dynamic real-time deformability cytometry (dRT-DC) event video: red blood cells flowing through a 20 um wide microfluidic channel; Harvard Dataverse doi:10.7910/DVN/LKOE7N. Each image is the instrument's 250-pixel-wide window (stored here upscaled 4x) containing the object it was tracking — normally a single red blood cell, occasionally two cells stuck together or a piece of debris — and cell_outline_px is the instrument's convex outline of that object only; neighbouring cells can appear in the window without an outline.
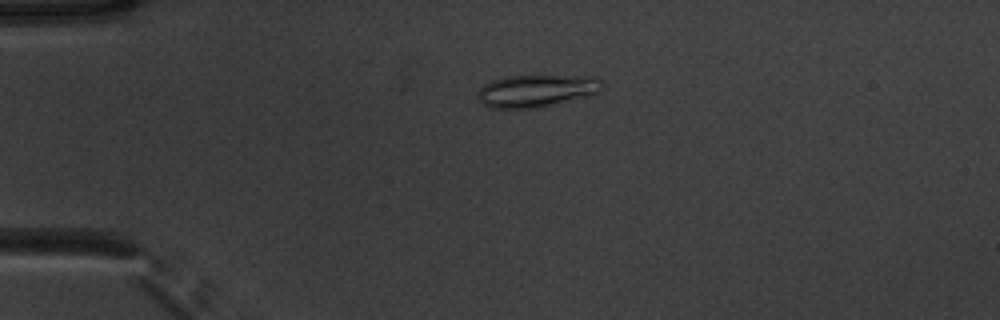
{"species": "common noctule bat (a hibernating species)", "species_latin": "Nyctalus noctula", "temperature_condition": "warm", "stored_images_in_passage": 45, "camera_frame_rate_fps": 3000, "um_per_image_px": 0.085, "animal": {"sex": "male", "body_mass_g": 20.1, "forearm_length_mm": 53.5}, "frame": {"image": 1, "passage_image": 5, "time_ms": 1.333, "image_size_px": [1000, 320], "cell_outline_px": [[604, 84], [596, 92], [532, 108], [492, 108], [484, 104], [476, 96], [480, 88], [484, 84], [492, 80], [504, 76], [592, 76], [600, 80]], "centroid_in_image_um": [45.49, 7.69], "position_along_channel_um": 39.5, "area_um2": 22.6}}
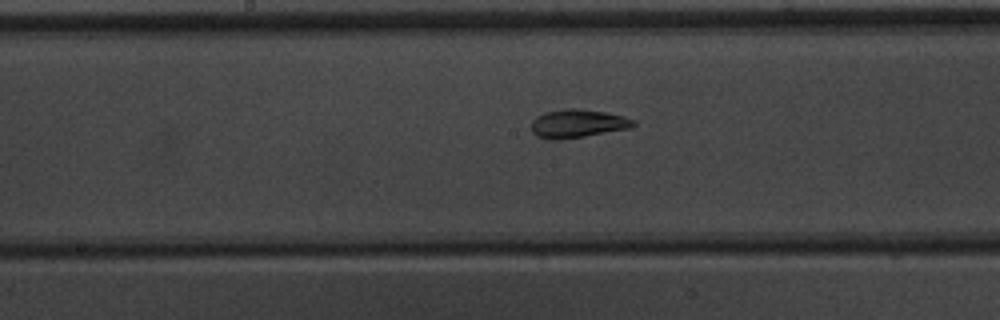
{"frame": {"image": 2, "passage_image": 20, "time_ms": 6.333, "image_size_px": [1000, 320], "cell_outline_px": [[636, 124], [632, 128], [560, 140], [552, 140], [536, 136], [532, 132], [532, 120], [536, 116], [544, 112], [568, 108], [576, 108], [604, 112], [624, 116], [636, 120]], "centroid_in_image_um": [49.1, 10.5], "position_along_channel_um": 199.1, "area_um2": 16.99}}
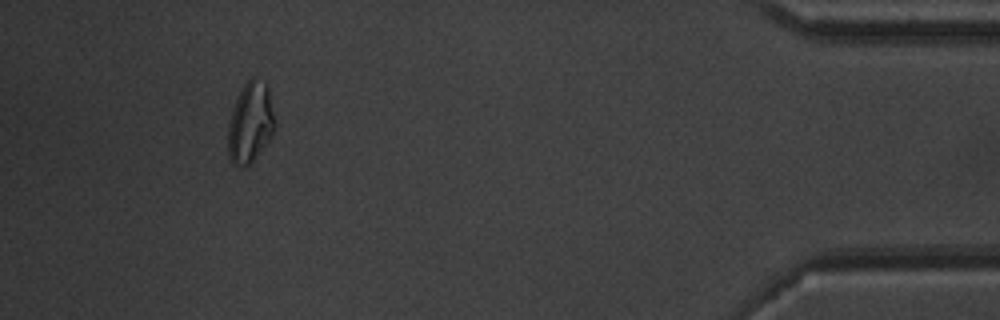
{"frame": {"image": 3, "passage_image": 41, "time_ms": 13.333, "image_size_px": [1000, 320], "cell_outline_px": [[276, 128], [272, 136], [256, 156], [244, 168], [240, 168], [232, 164], [228, 156], [228, 124], [232, 108], [240, 88], [252, 76], [268, 84], [276, 124]], "centroid_in_image_um": [21.28, 10.41], "position_along_channel_um": 413.9, "area_um2": 22.43}, "authors_computed_cell_mechanics": {"area_um2": 17.051, "velocity_mm_per_s": 3.8845, "shape_relaxation_time_tau1_ms": 7.1426, "shape_relaxation_time_tau2_ms": 1.9626, "deformation_change_tau1": 0.1846, "deformation_change_tau2": 0.0489}}